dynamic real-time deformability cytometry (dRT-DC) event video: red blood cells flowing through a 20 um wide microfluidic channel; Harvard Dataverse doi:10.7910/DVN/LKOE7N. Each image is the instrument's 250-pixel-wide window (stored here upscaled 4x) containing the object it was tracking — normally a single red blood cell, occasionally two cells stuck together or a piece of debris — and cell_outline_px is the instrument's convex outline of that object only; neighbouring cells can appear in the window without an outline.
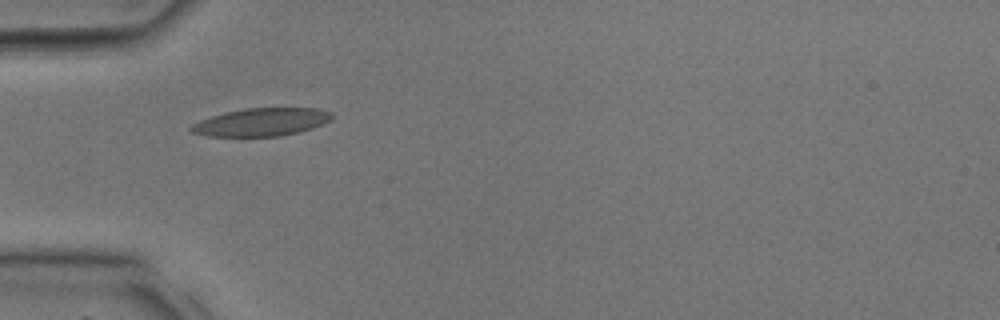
{"species": "common noctule bat (a hibernating species)", "species_latin": "Nyctalus noctula", "temperature_condition": "room temperature", "stored_images_in_passage": 3, "camera_frame_rate_fps": 3000, "um_per_image_px": 0.085, "animal": {"sex": "male", "body_mass_g": 17.9, "forearm_length_mm": 54.2}, "frame": {"image": 1, "passage_image": 1, "time_ms": 0.0, "image_size_px": [1000, 320], "cell_outline_px": [[332, 120], [312, 128], [280, 136], [208, 136], [192, 132], [188, 128], [192, 124], [200, 120], [224, 112], [244, 108], [316, 108], [332, 112]], "centroid_in_image_um": [22.21, 10.37], "position_along_channel_um": 62.8, "area_um2": 22.83}}